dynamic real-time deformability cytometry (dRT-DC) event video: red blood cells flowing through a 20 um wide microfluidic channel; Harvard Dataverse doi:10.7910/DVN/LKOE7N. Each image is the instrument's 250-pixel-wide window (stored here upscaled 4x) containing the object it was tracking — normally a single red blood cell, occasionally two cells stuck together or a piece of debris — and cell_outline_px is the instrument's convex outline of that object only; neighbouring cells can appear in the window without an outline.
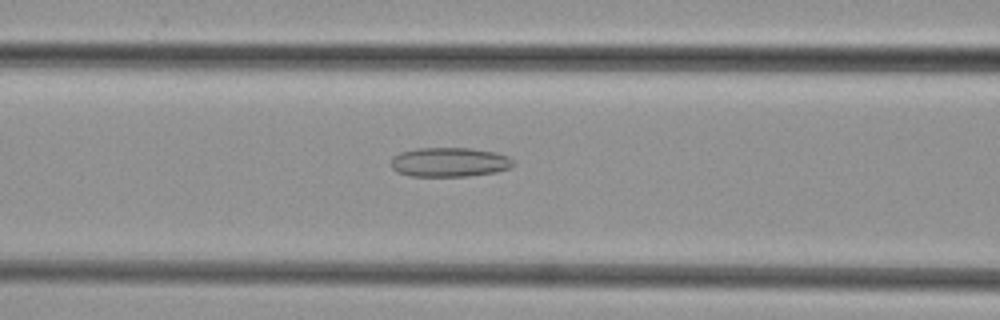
{"species": "common noctule bat (a hibernating species)", "species_latin": "Nyctalus noctula", "temperature_condition": "cold", "stored_images_in_passage": 27, "camera_frame_rate_fps": 3000, "um_per_image_px": 0.085, "animal": {"sex": "female", "body_mass_g": 29.2, "forearm_length_mm": 56.3}, "frame": {"image": 1, "passage_image": 11, "time_ms": 3.333, "image_size_px": [1000, 320], "cell_outline_px": [[516, 164], [512, 168], [496, 172], [468, 176], [408, 176], [396, 172], [392, 168], [392, 160], [400, 152], [416, 148], [468, 148], [496, 152], [508, 156]], "centroid_in_image_um": [38.24, 13.79], "position_along_channel_um": 128.4, "area_um2": 21.04}}
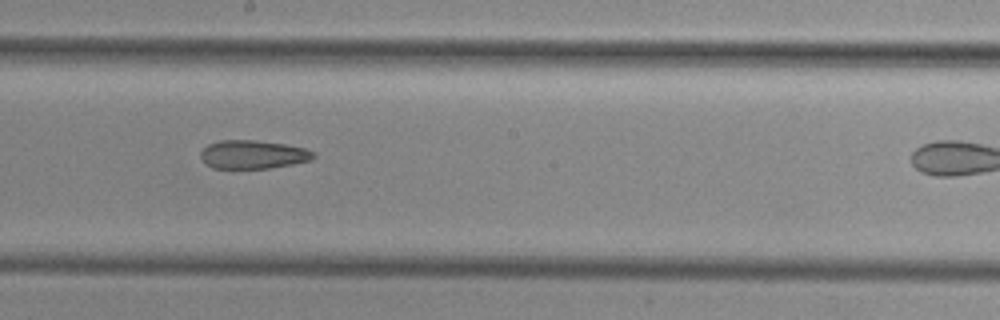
{"frame": {"image": 2, "passage_image": 18, "time_ms": 5.667, "image_size_px": [1000, 320], "cell_outline_px": [[316, 156], [312, 160], [292, 164], [268, 168], [212, 168], [204, 164], [200, 156], [200, 152], [208, 144], [220, 140], [252, 140], [284, 144], [304, 148], [312, 152]], "centroid_in_image_um": [21.46, 13.13], "position_along_channel_um": 226.7, "area_um2": 18.67}}
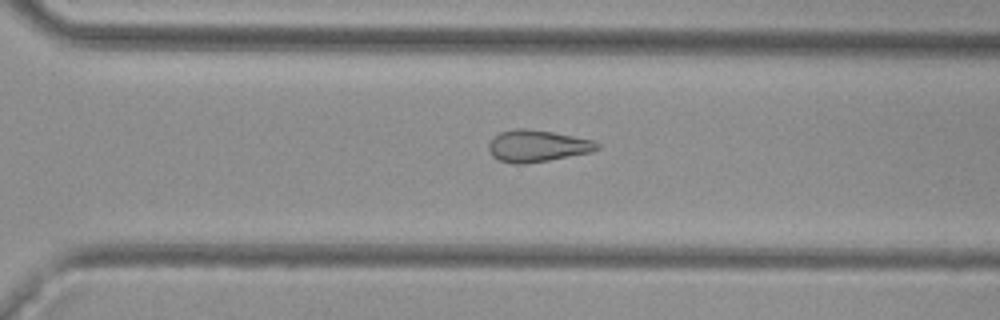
{"frame": {"image": 3, "passage_image": 25, "time_ms": 8.0, "image_size_px": [1000, 320], "cell_outline_px": [[600, 148], [592, 152], [548, 160], [524, 164], [512, 164], [496, 160], [492, 156], [488, 148], [488, 144], [500, 132], [516, 128], [528, 128], [552, 132], [592, 140], [600, 144]], "centroid_in_image_um": [45.65, 12.41], "position_along_channel_um": 325.0, "area_um2": 20.11}}